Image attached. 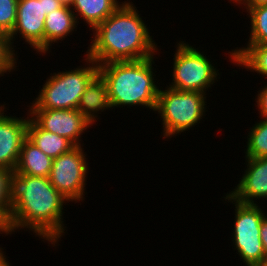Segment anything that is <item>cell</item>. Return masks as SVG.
<instances>
[{
	"mask_svg": "<svg viewBox=\"0 0 267 266\" xmlns=\"http://www.w3.org/2000/svg\"><path fill=\"white\" fill-rule=\"evenodd\" d=\"M260 237H261L265 257H267V215L263 218L261 222Z\"/></svg>",
	"mask_w": 267,
	"mask_h": 266,
	"instance_id": "25",
	"label": "cell"
},
{
	"mask_svg": "<svg viewBox=\"0 0 267 266\" xmlns=\"http://www.w3.org/2000/svg\"><path fill=\"white\" fill-rule=\"evenodd\" d=\"M80 146H75L70 151L61 154L53 159L52 168L49 174V181L52 186L61 193L68 202L76 203L84 199L86 178L89 165L86 154Z\"/></svg>",
	"mask_w": 267,
	"mask_h": 266,
	"instance_id": "8",
	"label": "cell"
},
{
	"mask_svg": "<svg viewBox=\"0 0 267 266\" xmlns=\"http://www.w3.org/2000/svg\"><path fill=\"white\" fill-rule=\"evenodd\" d=\"M136 10L132 2L124 1L94 29L86 56L98 65L153 57L158 50L157 44Z\"/></svg>",
	"mask_w": 267,
	"mask_h": 266,
	"instance_id": "2",
	"label": "cell"
},
{
	"mask_svg": "<svg viewBox=\"0 0 267 266\" xmlns=\"http://www.w3.org/2000/svg\"><path fill=\"white\" fill-rule=\"evenodd\" d=\"M66 201L48 177L14 172L11 215L3 232L8 235L17 229L28 228L54 247L65 233L62 216L63 204L69 203Z\"/></svg>",
	"mask_w": 267,
	"mask_h": 266,
	"instance_id": "1",
	"label": "cell"
},
{
	"mask_svg": "<svg viewBox=\"0 0 267 266\" xmlns=\"http://www.w3.org/2000/svg\"><path fill=\"white\" fill-rule=\"evenodd\" d=\"M85 57L87 67L51 74L33 103L39 109H77L87 84L98 73V64Z\"/></svg>",
	"mask_w": 267,
	"mask_h": 266,
	"instance_id": "5",
	"label": "cell"
},
{
	"mask_svg": "<svg viewBox=\"0 0 267 266\" xmlns=\"http://www.w3.org/2000/svg\"><path fill=\"white\" fill-rule=\"evenodd\" d=\"M206 95L203 92L160 88L155 112L162 120L163 136L172 138L199 124L206 112Z\"/></svg>",
	"mask_w": 267,
	"mask_h": 266,
	"instance_id": "4",
	"label": "cell"
},
{
	"mask_svg": "<svg viewBox=\"0 0 267 266\" xmlns=\"http://www.w3.org/2000/svg\"><path fill=\"white\" fill-rule=\"evenodd\" d=\"M28 109L31 119L43 130L55 133L80 146L81 136L91 124L78 109H39L34 103Z\"/></svg>",
	"mask_w": 267,
	"mask_h": 266,
	"instance_id": "9",
	"label": "cell"
},
{
	"mask_svg": "<svg viewBox=\"0 0 267 266\" xmlns=\"http://www.w3.org/2000/svg\"><path fill=\"white\" fill-rule=\"evenodd\" d=\"M256 104L259 109L260 116L267 118V84L262 88L261 91H258Z\"/></svg>",
	"mask_w": 267,
	"mask_h": 266,
	"instance_id": "24",
	"label": "cell"
},
{
	"mask_svg": "<svg viewBox=\"0 0 267 266\" xmlns=\"http://www.w3.org/2000/svg\"><path fill=\"white\" fill-rule=\"evenodd\" d=\"M256 266H267V257H264Z\"/></svg>",
	"mask_w": 267,
	"mask_h": 266,
	"instance_id": "30",
	"label": "cell"
},
{
	"mask_svg": "<svg viewBox=\"0 0 267 266\" xmlns=\"http://www.w3.org/2000/svg\"><path fill=\"white\" fill-rule=\"evenodd\" d=\"M79 21H76L75 14L71 7L62 6L46 15L44 21V53L50 51L52 44L64 40L67 35L77 27Z\"/></svg>",
	"mask_w": 267,
	"mask_h": 266,
	"instance_id": "13",
	"label": "cell"
},
{
	"mask_svg": "<svg viewBox=\"0 0 267 266\" xmlns=\"http://www.w3.org/2000/svg\"><path fill=\"white\" fill-rule=\"evenodd\" d=\"M13 173L0 169V225L4 227L10 219L12 208Z\"/></svg>",
	"mask_w": 267,
	"mask_h": 266,
	"instance_id": "21",
	"label": "cell"
},
{
	"mask_svg": "<svg viewBox=\"0 0 267 266\" xmlns=\"http://www.w3.org/2000/svg\"><path fill=\"white\" fill-rule=\"evenodd\" d=\"M14 52L15 50L11 46L9 35L0 32V76H3L4 73H10L14 68H16L17 54Z\"/></svg>",
	"mask_w": 267,
	"mask_h": 266,
	"instance_id": "22",
	"label": "cell"
},
{
	"mask_svg": "<svg viewBox=\"0 0 267 266\" xmlns=\"http://www.w3.org/2000/svg\"><path fill=\"white\" fill-rule=\"evenodd\" d=\"M112 108L107 86L102 76L97 73L87 84L82 94L78 110L92 124L95 123L97 114Z\"/></svg>",
	"mask_w": 267,
	"mask_h": 266,
	"instance_id": "14",
	"label": "cell"
},
{
	"mask_svg": "<svg viewBox=\"0 0 267 266\" xmlns=\"http://www.w3.org/2000/svg\"><path fill=\"white\" fill-rule=\"evenodd\" d=\"M3 227L0 225V234H3Z\"/></svg>",
	"mask_w": 267,
	"mask_h": 266,
	"instance_id": "31",
	"label": "cell"
},
{
	"mask_svg": "<svg viewBox=\"0 0 267 266\" xmlns=\"http://www.w3.org/2000/svg\"><path fill=\"white\" fill-rule=\"evenodd\" d=\"M248 133L245 157H267V118H261Z\"/></svg>",
	"mask_w": 267,
	"mask_h": 266,
	"instance_id": "20",
	"label": "cell"
},
{
	"mask_svg": "<svg viewBox=\"0 0 267 266\" xmlns=\"http://www.w3.org/2000/svg\"><path fill=\"white\" fill-rule=\"evenodd\" d=\"M53 159L43 153L28 138L23 141L16 174L29 176L49 177Z\"/></svg>",
	"mask_w": 267,
	"mask_h": 266,
	"instance_id": "15",
	"label": "cell"
},
{
	"mask_svg": "<svg viewBox=\"0 0 267 266\" xmlns=\"http://www.w3.org/2000/svg\"><path fill=\"white\" fill-rule=\"evenodd\" d=\"M154 58L98 65L113 108L138 105L155 111L160 89L154 81Z\"/></svg>",
	"mask_w": 267,
	"mask_h": 266,
	"instance_id": "3",
	"label": "cell"
},
{
	"mask_svg": "<svg viewBox=\"0 0 267 266\" xmlns=\"http://www.w3.org/2000/svg\"><path fill=\"white\" fill-rule=\"evenodd\" d=\"M18 0H0V32L10 34L17 19Z\"/></svg>",
	"mask_w": 267,
	"mask_h": 266,
	"instance_id": "23",
	"label": "cell"
},
{
	"mask_svg": "<svg viewBox=\"0 0 267 266\" xmlns=\"http://www.w3.org/2000/svg\"><path fill=\"white\" fill-rule=\"evenodd\" d=\"M62 6L63 4L58 0H43V7L46 15Z\"/></svg>",
	"mask_w": 267,
	"mask_h": 266,
	"instance_id": "27",
	"label": "cell"
},
{
	"mask_svg": "<svg viewBox=\"0 0 267 266\" xmlns=\"http://www.w3.org/2000/svg\"><path fill=\"white\" fill-rule=\"evenodd\" d=\"M58 1H60L64 6L71 7L74 0H58Z\"/></svg>",
	"mask_w": 267,
	"mask_h": 266,
	"instance_id": "29",
	"label": "cell"
},
{
	"mask_svg": "<svg viewBox=\"0 0 267 266\" xmlns=\"http://www.w3.org/2000/svg\"><path fill=\"white\" fill-rule=\"evenodd\" d=\"M176 53L174 54L173 75L172 82L167 85L171 89L181 91H206L217 80L219 70L214 68L198 48H194L188 43L181 41L176 46Z\"/></svg>",
	"mask_w": 267,
	"mask_h": 266,
	"instance_id": "6",
	"label": "cell"
},
{
	"mask_svg": "<svg viewBox=\"0 0 267 266\" xmlns=\"http://www.w3.org/2000/svg\"><path fill=\"white\" fill-rule=\"evenodd\" d=\"M246 46L228 52L230 53L231 62L267 77V45Z\"/></svg>",
	"mask_w": 267,
	"mask_h": 266,
	"instance_id": "18",
	"label": "cell"
},
{
	"mask_svg": "<svg viewBox=\"0 0 267 266\" xmlns=\"http://www.w3.org/2000/svg\"><path fill=\"white\" fill-rule=\"evenodd\" d=\"M235 2L238 5L243 4L244 8L247 10L256 6L267 4V0H231V2Z\"/></svg>",
	"mask_w": 267,
	"mask_h": 266,
	"instance_id": "26",
	"label": "cell"
},
{
	"mask_svg": "<svg viewBox=\"0 0 267 266\" xmlns=\"http://www.w3.org/2000/svg\"><path fill=\"white\" fill-rule=\"evenodd\" d=\"M120 5L117 0H74L71 9L73 12L75 10L76 21L80 16L90 26V30H94Z\"/></svg>",
	"mask_w": 267,
	"mask_h": 266,
	"instance_id": "17",
	"label": "cell"
},
{
	"mask_svg": "<svg viewBox=\"0 0 267 266\" xmlns=\"http://www.w3.org/2000/svg\"><path fill=\"white\" fill-rule=\"evenodd\" d=\"M27 138L52 159L75 147L65 137L41 129L31 118L28 121Z\"/></svg>",
	"mask_w": 267,
	"mask_h": 266,
	"instance_id": "16",
	"label": "cell"
},
{
	"mask_svg": "<svg viewBox=\"0 0 267 266\" xmlns=\"http://www.w3.org/2000/svg\"><path fill=\"white\" fill-rule=\"evenodd\" d=\"M2 249L3 248L0 249V266H10L9 261L6 260Z\"/></svg>",
	"mask_w": 267,
	"mask_h": 266,
	"instance_id": "28",
	"label": "cell"
},
{
	"mask_svg": "<svg viewBox=\"0 0 267 266\" xmlns=\"http://www.w3.org/2000/svg\"><path fill=\"white\" fill-rule=\"evenodd\" d=\"M247 168L241 180L230 193L234 200L244 204H257L255 200L267 199V157H246Z\"/></svg>",
	"mask_w": 267,
	"mask_h": 266,
	"instance_id": "12",
	"label": "cell"
},
{
	"mask_svg": "<svg viewBox=\"0 0 267 266\" xmlns=\"http://www.w3.org/2000/svg\"><path fill=\"white\" fill-rule=\"evenodd\" d=\"M45 18L43 0H18L16 23L9 34L11 46L15 35L20 33L27 44L43 55Z\"/></svg>",
	"mask_w": 267,
	"mask_h": 266,
	"instance_id": "10",
	"label": "cell"
},
{
	"mask_svg": "<svg viewBox=\"0 0 267 266\" xmlns=\"http://www.w3.org/2000/svg\"><path fill=\"white\" fill-rule=\"evenodd\" d=\"M6 104L0 105V169L14 171L19 161L23 141L27 138L30 118L4 116Z\"/></svg>",
	"mask_w": 267,
	"mask_h": 266,
	"instance_id": "11",
	"label": "cell"
},
{
	"mask_svg": "<svg viewBox=\"0 0 267 266\" xmlns=\"http://www.w3.org/2000/svg\"><path fill=\"white\" fill-rule=\"evenodd\" d=\"M246 11L251 20V32L247 45H267V4Z\"/></svg>",
	"mask_w": 267,
	"mask_h": 266,
	"instance_id": "19",
	"label": "cell"
},
{
	"mask_svg": "<svg viewBox=\"0 0 267 266\" xmlns=\"http://www.w3.org/2000/svg\"><path fill=\"white\" fill-rule=\"evenodd\" d=\"M224 198L235 204V224L231 238L234 249L246 266H256L265 257L260 237V226L265 213L258 204L238 202L228 193Z\"/></svg>",
	"mask_w": 267,
	"mask_h": 266,
	"instance_id": "7",
	"label": "cell"
}]
</instances>
